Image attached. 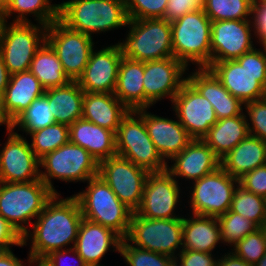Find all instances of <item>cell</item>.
Returning a JSON list of instances; mask_svg holds the SVG:
<instances>
[{
  "label": "cell",
  "mask_w": 266,
  "mask_h": 266,
  "mask_svg": "<svg viewBox=\"0 0 266 266\" xmlns=\"http://www.w3.org/2000/svg\"><path fill=\"white\" fill-rule=\"evenodd\" d=\"M83 219L78 200L55 194L22 236L31 258H44L55 250L72 248ZM31 229V230H30Z\"/></svg>",
  "instance_id": "cell-1"
},
{
  "label": "cell",
  "mask_w": 266,
  "mask_h": 266,
  "mask_svg": "<svg viewBox=\"0 0 266 266\" xmlns=\"http://www.w3.org/2000/svg\"><path fill=\"white\" fill-rule=\"evenodd\" d=\"M53 3L59 9V20L63 24L92 38L127 28L129 22L125 0H62Z\"/></svg>",
  "instance_id": "cell-2"
},
{
  "label": "cell",
  "mask_w": 266,
  "mask_h": 266,
  "mask_svg": "<svg viewBox=\"0 0 266 266\" xmlns=\"http://www.w3.org/2000/svg\"><path fill=\"white\" fill-rule=\"evenodd\" d=\"M207 68L243 104L266 97V54L261 47L236 60L211 62Z\"/></svg>",
  "instance_id": "cell-3"
},
{
  "label": "cell",
  "mask_w": 266,
  "mask_h": 266,
  "mask_svg": "<svg viewBox=\"0 0 266 266\" xmlns=\"http://www.w3.org/2000/svg\"><path fill=\"white\" fill-rule=\"evenodd\" d=\"M55 193L41 180L0 182V215L22 237Z\"/></svg>",
  "instance_id": "cell-4"
},
{
  "label": "cell",
  "mask_w": 266,
  "mask_h": 266,
  "mask_svg": "<svg viewBox=\"0 0 266 266\" xmlns=\"http://www.w3.org/2000/svg\"><path fill=\"white\" fill-rule=\"evenodd\" d=\"M79 202L83 218L117 233L125 239L133 211L122 203L98 175L86 182L85 189L72 194Z\"/></svg>",
  "instance_id": "cell-5"
},
{
  "label": "cell",
  "mask_w": 266,
  "mask_h": 266,
  "mask_svg": "<svg viewBox=\"0 0 266 266\" xmlns=\"http://www.w3.org/2000/svg\"><path fill=\"white\" fill-rule=\"evenodd\" d=\"M211 23L203 9L171 22L173 57L187 68L192 65L193 68H207L210 65Z\"/></svg>",
  "instance_id": "cell-6"
},
{
  "label": "cell",
  "mask_w": 266,
  "mask_h": 266,
  "mask_svg": "<svg viewBox=\"0 0 266 266\" xmlns=\"http://www.w3.org/2000/svg\"><path fill=\"white\" fill-rule=\"evenodd\" d=\"M126 30L117 41L122 57L141 62L173 57L171 22L166 19L129 20Z\"/></svg>",
  "instance_id": "cell-7"
},
{
  "label": "cell",
  "mask_w": 266,
  "mask_h": 266,
  "mask_svg": "<svg viewBox=\"0 0 266 266\" xmlns=\"http://www.w3.org/2000/svg\"><path fill=\"white\" fill-rule=\"evenodd\" d=\"M98 168L99 163L87 150L69 141L40 159V179L55 194H61L53 186L55 179L65 184H85L98 175Z\"/></svg>",
  "instance_id": "cell-8"
},
{
  "label": "cell",
  "mask_w": 266,
  "mask_h": 266,
  "mask_svg": "<svg viewBox=\"0 0 266 266\" xmlns=\"http://www.w3.org/2000/svg\"><path fill=\"white\" fill-rule=\"evenodd\" d=\"M117 155L128 159L149 173L167 170V162L148 135L143 117L130 110L121 120L116 132Z\"/></svg>",
  "instance_id": "cell-9"
},
{
  "label": "cell",
  "mask_w": 266,
  "mask_h": 266,
  "mask_svg": "<svg viewBox=\"0 0 266 266\" xmlns=\"http://www.w3.org/2000/svg\"><path fill=\"white\" fill-rule=\"evenodd\" d=\"M238 184L239 179L232 177L221 166L188 184L185 190L188 198L184 200L189 205L187 213L211 217L225 214L230 209Z\"/></svg>",
  "instance_id": "cell-10"
},
{
  "label": "cell",
  "mask_w": 266,
  "mask_h": 266,
  "mask_svg": "<svg viewBox=\"0 0 266 266\" xmlns=\"http://www.w3.org/2000/svg\"><path fill=\"white\" fill-rule=\"evenodd\" d=\"M182 235L183 217L148 219L133 212L125 239L135 247L176 259L183 249Z\"/></svg>",
  "instance_id": "cell-11"
},
{
  "label": "cell",
  "mask_w": 266,
  "mask_h": 266,
  "mask_svg": "<svg viewBox=\"0 0 266 266\" xmlns=\"http://www.w3.org/2000/svg\"><path fill=\"white\" fill-rule=\"evenodd\" d=\"M183 195H185V187L167 170L149 173L145 181L141 205L135 213L148 219L182 218L185 215L182 209L187 208L185 202L183 203V197L185 198Z\"/></svg>",
  "instance_id": "cell-12"
},
{
  "label": "cell",
  "mask_w": 266,
  "mask_h": 266,
  "mask_svg": "<svg viewBox=\"0 0 266 266\" xmlns=\"http://www.w3.org/2000/svg\"><path fill=\"white\" fill-rule=\"evenodd\" d=\"M46 25L35 22H9L0 53L10 74L29 71L37 50L46 41Z\"/></svg>",
  "instance_id": "cell-13"
},
{
  "label": "cell",
  "mask_w": 266,
  "mask_h": 266,
  "mask_svg": "<svg viewBox=\"0 0 266 266\" xmlns=\"http://www.w3.org/2000/svg\"><path fill=\"white\" fill-rule=\"evenodd\" d=\"M46 42L59 58L66 76L77 81L99 41L68 28L58 19L47 27Z\"/></svg>",
  "instance_id": "cell-14"
},
{
  "label": "cell",
  "mask_w": 266,
  "mask_h": 266,
  "mask_svg": "<svg viewBox=\"0 0 266 266\" xmlns=\"http://www.w3.org/2000/svg\"><path fill=\"white\" fill-rule=\"evenodd\" d=\"M148 174L147 170L118 155L101 161L98 168V176L133 212L141 205Z\"/></svg>",
  "instance_id": "cell-15"
},
{
  "label": "cell",
  "mask_w": 266,
  "mask_h": 266,
  "mask_svg": "<svg viewBox=\"0 0 266 266\" xmlns=\"http://www.w3.org/2000/svg\"><path fill=\"white\" fill-rule=\"evenodd\" d=\"M0 143V182L28 183L40 179V159L34 154L26 136L6 131Z\"/></svg>",
  "instance_id": "cell-16"
},
{
  "label": "cell",
  "mask_w": 266,
  "mask_h": 266,
  "mask_svg": "<svg viewBox=\"0 0 266 266\" xmlns=\"http://www.w3.org/2000/svg\"><path fill=\"white\" fill-rule=\"evenodd\" d=\"M188 68L174 57L144 62L145 108L165 98L172 102L186 81Z\"/></svg>",
  "instance_id": "cell-17"
},
{
  "label": "cell",
  "mask_w": 266,
  "mask_h": 266,
  "mask_svg": "<svg viewBox=\"0 0 266 266\" xmlns=\"http://www.w3.org/2000/svg\"><path fill=\"white\" fill-rule=\"evenodd\" d=\"M211 62L236 60L256 44L251 20H222L211 23Z\"/></svg>",
  "instance_id": "cell-18"
},
{
  "label": "cell",
  "mask_w": 266,
  "mask_h": 266,
  "mask_svg": "<svg viewBox=\"0 0 266 266\" xmlns=\"http://www.w3.org/2000/svg\"><path fill=\"white\" fill-rule=\"evenodd\" d=\"M170 105V111H173L192 139H202L218 121L212 104L187 80Z\"/></svg>",
  "instance_id": "cell-19"
},
{
  "label": "cell",
  "mask_w": 266,
  "mask_h": 266,
  "mask_svg": "<svg viewBox=\"0 0 266 266\" xmlns=\"http://www.w3.org/2000/svg\"><path fill=\"white\" fill-rule=\"evenodd\" d=\"M122 54L117 43L91 52L82 75L76 81L84 92L114 93Z\"/></svg>",
  "instance_id": "cell-20"
},
{
  "label": "cell",
  "mask_w": 266,
  "mask_h": 266,
  "mask_svg": "<svg viewBox=\"0 0 266 266\" xmlns=\"http://www.w3.org/2000/svg\"><path fill=\"white\" fill-rule=\"evenodd\" d=\"M167 163V171L185 187L221 166L220 159L202 139H193Z\"/></svg>",
  "instance_id": "cell-21"
},
{
  "label": "cell",
  "mask_w": 266,
  "mask_h": 266,
  "mask_svg": "<svg viewBox=\"0 0 266 266\" xmlns=\"http://www.w3.org/2000/svg\"><path fill=\"white\" fill-rule=\"evenodd\" d=\"M150 108L136 110L144 119L148 135L162 158L169 162L193 140L180 124L175 114L164 117L148 111ZM174 120H173V119Z\"/></svg>",
  "instance_id": "cell-22"
},
{
  "label": "cell",
  "mask_w": 266,
  "mask_h": 266,
  "mask_svg": "<svg viewBox=\"0 0 266 266\" xmlns=\"http://www.w3.org/2000/svg\"><path fill=\"white\" fill-rule=\"evenodd\" d=\"M121 241L111 229L83 218L74 248L88 266H105L103 257L108 251L120 253Z\"/></svg>",
  "instance_id": "cell-23"
},
{
  "label": "cell",
  "mask_w": 266,
  "mask_h": 266,
  "mask_svg": "<svg viewBox=\"0 0 266 266\" xmlns=\"http://www.w3.org/2000/svg\"><path fill=\"white\" fill-rule=\"evenodd\" d=\"M188 68L186 80L213 106L217 119L241 115L244 104L208 68Z\"/></svg>",
  "instance_id": "cell-24"
},
{
  "label": "cell",
  "mask_w": 266,
  "mask_h": 266,
  "mask_svg": "<svg viewBox=\"0 0 266 266\" xmlns=\"http://www.w3.org/2000/svg\"><path fill=\"white\" fill-rule=\"evenodd\" d=\"M186 215L183 216V249L221 254L217 251V247L221 249L223 245L217 217L192 213Z\"/></svg>",
  "instance_id": "cell-25"
},
{
  "label": "cell",
  "mask_w": 266,
  "mask_h": 266,
  "mask_svg": "<svg viewBox=\"0 0 266 266\" xmlns=\"http://www.w3.org/2000/svg\"><path fill=\"white\" fill-rule=\"evenodd\" d=\"M70 142L87 150L98 163L117 155L116 133L83 118L69 126Z\"/></svg>",
  "instance_id": "cell-26"
},
{
  "label": "cell",
  "mask_w": 266,
  "mask_h": 266,
  "mask_svg": "<svg viewBox=\"0 0 266 266\" xmlns=\"http://www.w3.org/2000/svg\"><path fill=\"white\" fill-rule=\"evenodd\" d=\"M129 111L114 93L84 92L82 118L100 127L116 133Z\"/></svg>",
  "instance_id": "cell-27"
},
{
  "label": "cell",
  "mask_w": 266,
  "mask_h": 266,
  "mask_svg": "<svg viewBox=\"0 0 266 266\" xmlns=\"http://www.w3.org/2000/svg\"><path fill=\"white\" fill-rule=\"evenodd\" d=\"M45 93V88L30 71L10 75L3 97L4 109L12 122L24 112L31 102Z\"/></svg>",
  "instance_id": "cell-28"
},
{
  "label": "cell",
  "mask_w": 266,
  "mask_h": 266,
  "mask_svg": "<svg viewBox=\"0 0 266 266\" xmlns=\"http://www.w3.org/2000/svg\"><path fill=\"white\" fill-rule=\"evenodd\" d=\"M220 162L228 174L240 179L244 174L266 164V141L248 135Z\"/></svg>",
  "instance_id": "cell-29"
},
{
  "label": "cell",
  "mask_w": 266,
  "mask_h": 266,
  "mask_svg": "<svg viewBox=\"0 0 266 266\" xmlns=\"http://www.w3.org/2000/svg\"><path fill=\"white\" fill-rule=\"evenodd\" d=\"M144 62L122 57L114 95L129 109L145 108Z\"/></svg>",
  "instance_id": "cell-30"
},
{
  "label": "cell",
  "mask_w": 266,
  "mask_h": 266,
  "mask_svg": "<svg viewBox=\"0 0 266 266\" xmlns=\"http://www.w3.org/2000/svg\"><path fill=\"white\" fill-rule=\"evenodd\" d=\"M248 135L247 119L243 112L238 116L218 119L202 140L221 160Z\"/></svg>",
  "instance_id": "cell-31"
},
{
  "label": "cell",
  "mask_w": 266,
  "mask_h": 266,
  "mask_svg": "<svg viewBox=\"0 0 266 266\" xmlns=\"http://www.w3.org/2000/svg\"><path fill=\"white\" fill-rule=\"evenodd\" d=\"M44 96L48 99L56 123L70 126L82 118L84 91L76 81H70L66 86L45 89Z\"/></svg>",
  "instance_id": "cell-32"
},
{
  "label": "cell",
  "mask_w": 266,
  "mask_h": 266,
  "mask_svg": "<svg viewBox=\"0 0 266 266\" xmlns=\"http://www.w3.org/2000/svg\"><path fill=\"white\" fill-rule=\"evenodd\" d=\"M29 71L45 89L66 86L71 81L66 76L56 53L46 41L37 50L30 63Z\"/></svg>",
  "instance_id": "cell-33"
},
{
  "label": "cell",
  "mask_w": 266,
  "mask_h": 266,
  "mask_svg": "<svg viewBox=\"0 0 266 266\" xmlns=\"http://www.w3.org/2000/svg\"><path fill=\"white\" fill-rule=\"evenodd\" d=\"M53 0H11L5 10L9 22H36L49 26L59 19V9ZM12 17V18H11ZM29 17L34 18L32 19ZM12 19V20H10Z\"/></svg>",
  "instance_id": "cell-34"
},
{
  "label": "cell",
  "mask_w": 266,
  "mask_h": 266,
  "mask_svg": "<svg viewBox=\"0 0 266 266\" xmlns=\"http://www.w3.org/2000/svg\"><path fill=\"white\" fill-rule=\"evenodd\" d=\"M48 99L43 95L31 102L29 107L22 112L13 122L12 130L28 136L30 132L43 129L56 123L50 111Z\"/></svg>",
  "instance_id": "cell-35"
},
{
  "label": "cell",
  "mask_w": 266,
  "mask_h": 266,
  "mask_svg": "<svg viewBox=\"0 0 266 266\" xmlns=\"http://www.w3.org/2000/svg\"><path fill=\"white\" fill-rule=\"evenodd\" d=\"M28 135L30 147L39 159L70 141L69 126L62 123H54Z\"/></svg>",
  "instance_id": "cell-36"
},
{
  "label": "cell",
  "mask_w": 266,
  "mask_h": 266,
  "mask_svg": "<svg viewBox=\"0 0 266 266\" xmlns=\"http://www.w3.org/2000/svg\"><path fill=\"white\" fill-rule=\"evenodd\" d=\"M229 211L253 221L259 228L266 226V198L245 190L238 184Z\"/></svg>",
  "instance_id": "cell-37"
},
{
  "label": "cell",
  "mask_w": 266,
  "mask_h": 266,
  "mask_svg": "<svg viewBox=\"0 0 266 266\" xmlns=\"http://www.w3.org/2000/svg\"><path fill=\"white\" fill-rule=\"evenodd\" d=\"M254 0H205L203 10L213 21L251 20Z\"/></svg>",
  "instance_id": "cell-38"
},
{
  "label": "cell",
  "mask_w": 266,
  "mask_h": 266,
  "mask_svg": "<svg viewBox=\"0 0 266 266\" xmlns=\"http://www.w3.org/2000/svg\"><path fill=\"white\" fill-rule=\"evenodd\" d=\"M217 219L220 225L223 246H227L229 249L259 228L253 221L229 210L218 216Z\"/></svg>",
  "instance_id": "cell-39"
},
{
  "label": "cell",
  "mask_w": 266,
  "mask_h": 266,
  "mask_svg": "<svg viewBox=\"0 0 266 266\" xmlns=\"http://www.w3.org/2000/svg\"><path fill=\"white\" fill-rule=\"evenodd\" d=\"M119 254L127 266H168L174 260L167 255L135 247L126 239L121 241Z\"/></svg>",
  "instance_id": "cell-40"
},
{
  "label": "cell",
  "mask_w": 266,
  "mask_h": 266,
  "mask_svg": "<svg viewBox=\"0 0 266 266\" xmlns=\"http://www.w3.org/2000/svg\"><path fill=\"white\" fill-rule=\"evenodd\" d=\"M246 263L255 265L266 254V229L258 228L230 249Z\"/></svg>",
  "instance_id": "cell-41"
},
{
  "label": "cell",
  "mask_w": 266,
  "mask_h": 266,
  "mask_svg": "<svg viewBox=\"0 0 266 266\" xmlns=\"http://www.w3.org/2000/svg\"><path fill=\"white\" fill-rule=\"evenodd\" d=\"M168 0H125L129 20L164 18Z\"/></svg>",
  "instance_id": "cell-42"
},
{
  "label": "cell",
  "mask_w": 266,
  "mask_h": 266,
  "mask_svg": "<svg viewBox=\"0 0 266 266\" xmlns=\"http://www.w3.org/2000/svg\"><path fill=\"white\" fill-rule=\"evenodd\" d=\"M249 135L266 141V97L244 104Z\"/></svg>",
  "instance_id": "cell-43"
},
{
  "label": "cell",
  "mask_w": 266,
  "mask_h": 266,
  "mask_svg": "<svg viewBox=\"0 0 266 266\" xmlns=\"http://www.w3.org/2000/svg\"><path fill=\"white\" fill-rule=\"evenodd\" d=\"M239 185L245 190L266 198V164L244 174Z\"/></svg>",
  "instance_id": "cell-44"
},
{
  "label": "cell",
  "mask_w": 266,
  "mask_h": 266,
  "mask_svg": "<svg viewBox=\"0 0 266 266\" xmlns=\"http://www.w3.org/2000/svg\"><path fill=\"white\" fill-rule=\"evenodd\" d=\"M205 0H168L165 16L168 22H173L183 15L203 9Z\"/></svg>",
  "instance_id": "cell-45"
},
{
  "label": "cell",
  "mask_w": 266,
  "mask_h": 266,
  "mask_svg": "<svg viewBox=\"0 0 266 266\" xmlns=\"http://www.w3.org/2000/svg\"><path fill=\"white\" fill-rule=\"evenodd\" d=\"M219 255L182 249L176 261L180 266H217Z\"/></svg>",
  "instance_id": "cell-46"
},
{
  "label": "cell",
  "mask_w": 266,
  "mask_h": 266,
  "mask_svg": "<svg viewBox=\"0 0 266 266\" xmlns=\"http://www.w3.org/2000/svg\"><path fill=\"white\" fill-rule=\"evenodd\" d=\"M43 259L51 266H88L83 258L77 253L74 247L52 251ZM66 259H71L70 261L72 262L69 263L70 261ZM65 261L69 262L66 264Z\"/></svg>",
  "instance_id": "cell-47"
},
{
  "label": "cell",
  "mask_w": 266,
  "mask_h": 266,
  "mask_svg": "<svg viewBox=\"0 0 266 266\" xmlns=\"http://www.w3.org/2000/svg\"><path fill=\"white\" fill-rule=\"evenodd\" d=\"M251 23L255 39L259 44L266 38V0H254L251 13Z\"/></svg>",
  "instance_id": "cell-48"
},
{
  "label": "cell",
  "mask_w": 266,
  "mask_h": 266,
  "mask_svg": "<svg viewBox=\"0 0 266 266\" xmlns=\"http://www.w3.org/2000/svg\"><path fill=\"white\" fill-rule=\"evenodd\" d=\"M24 247L19 233L0 215V251L12 249L11 247Z\"/></svg>",
  "instance_id": "cell-49"
},
{
  "label": "cell",
  "mask_w": 266,
  "mask_h": 266,
  "mask_svg": "<svg viewBox=\"0 0 266 266\" xmlns=\"http://www.w3.org/2000/svg\"><path fill=\"white\" fill-rule=\"evenodd\" d=\"M13 249L0 251V266H26L30 264L31 257L28 255L27 259L18 258L12 251ZM25 262V263H24Z\"/></svg>",
  "instance_id": "cell-50"
},
{
  "label": "cell",
  "mask_w": 266,
  "mask_h": 266,
  "mask_svg": "<svg viewBox=\"0 0 266 266\" xmlns=\"http://www.w3.org/2000/svg\"><path fill=\"white\" fill-rule=\"evenodd\" d=\"M227 252V253H226ZM221 253L217 259V266H253L236 256L231 250Z\"/></svg>",
  "instance_id": "cell-51"
},
{
  "label": "cell",
  "mask_w": 266,
  "mask_h": 266,
  "mask_svg": "<svg viewBox=\"0 0 266 266\" xmlns=\"http://www.w3.org/2000/svg\"><path fill=\"white\" fill-rule=\"evenodd\" d=\"M10 73L7 70L6 65L4 64V60L0 53V95L2 96L7 88L10 80Z\"/></svg>",
  "instance_id": "cell-52"
},
{
  "label": "cell",
  "mask_w": 266,
  "mask_h": 266,
  "mask_svg": "<svg viewBox=\"0 0 266 266\" xmlns=\"http://www.w3.org/2000/svg\"><path fill=\"white\" fill-rule=\"evenodd\" d=\"M0 126H4L6 131L12 130L13 122L4 109L3 97L0 95Z\"/></svg>",
  "instance_id": "cell-53"
},
{
  "label": "cell",
  "mask_w": 266,
  "mask_h": 266,
  "mask_svg": "<svg viewBox=\"0 0 266 266\" xmlns=\"http://www.w3.org/2000/svg\"><path fill=\"white\" fill-rule=\"evenodd\" d=\"M9 23L4 10L0 9V45L3 40L4 32L7 24Z\"/></svg>",
  "instance_id": "cell-54"
},
{
  "label": "cell",
  "mask_w": 266,
  "mask_h": 266,
  "mask_svg": "<svg viewBox=\"0 0 266 266\" xmlns=\"http://www.w3.org/2000/svg\"><path fill=\"white\" fill-rule=\"evenodd\" d=\"M29 266H51L43 258H31Z\"/></svg>",
  "instance_id": "cell-55"
},
{
  "label": "cell",
  "mask_w": 266,
  "mask_h": 266,
  "mask_svg": "<svg viewBox=\"0 0 266 266\" xmlns=\"http://www.w3.org/2000/svg\"><path fill=\"white\" fill-rule=\"evenodd\" d=\"M10 3L11 0H0V9L5 11Z\"/></svg>",
  "instance_id": "cell-56"
},
{
  "label": "cell",
  "mask_w": 266,
  "mask_h": 266,
  "mask_svg": "<svg viewBox=\"0 0 266 266\" xmlns=\"http://www.w3.org/2000/svg\"><path fill=\"white\" fill-rule=\"evenodd\" d=\"M253 266H266V254Z\"/></svg>",
  "instance_id": "cell-57"
},
{
  "label": "cell",
  "mask_w": 266,
  "mask_h": 266,
  "mask_svg": "<svg viewBox=\"0 0 266 266\" xmlns=\"http://www.w3.org/2000/svg\"><path fill=\"white\" fill-rule=\"evenodd\" d=\"M259 47H261L264 51V53L266 54V38H264L258 45Z\"/></svg>",
  "instance_id": "cell-58"
},
{
  "label": "cell",
  "mask_w": 266,
  "mask_h": 266,
  "mask_svg": "<svg viewBox=\"0 0 266 266\" xmlns=\"http://www.w3.org/2000/svg\"><path fill=\"white\" fill-rule=\"evenodd\" d=\"M168 266H180V264L174 259Z\"/></svg>",
  "instance_id": "cell-59"
}]
</instances>
